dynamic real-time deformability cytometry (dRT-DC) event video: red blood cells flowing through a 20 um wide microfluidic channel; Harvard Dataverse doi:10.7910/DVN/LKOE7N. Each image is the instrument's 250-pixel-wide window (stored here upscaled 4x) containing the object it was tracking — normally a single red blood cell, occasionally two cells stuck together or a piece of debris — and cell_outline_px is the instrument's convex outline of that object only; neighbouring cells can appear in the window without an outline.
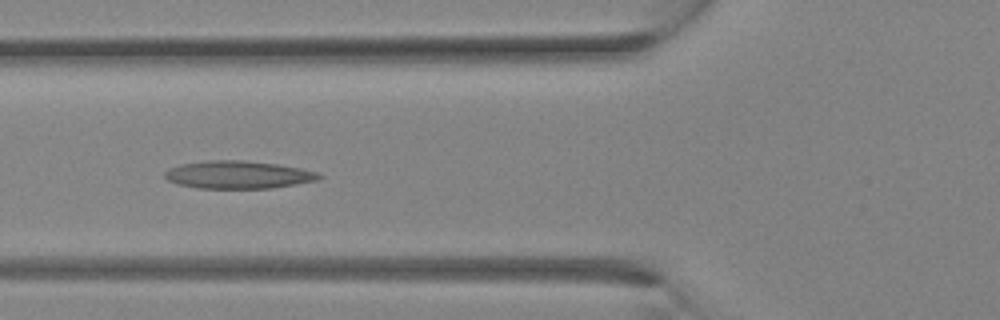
{"species": "Egyptian fruit bat (a non-hibernating species)", "species_latin": "Rousettus aegyptiacus", "temperature_condition": "room temperature", "stored_images_in_passage": 32, "camera_frame_rate_fps": 3000, "um_per_image_px": 0.085, "animal": {"sex": "female"}, "frame": {"image": 1, "passage_image": 11, "time_ms": 3.333, "image_size_px": [1000, 320], "cell_outline_px": [[324, 176], [316, 180], [296, 184], [272, 188], [196, 188], [176, 184], [168, 180], [164, 176], [164, 172], [168, 168], [180, 164], [208, 160], [244, 160], [276, 164], [300, 168], [320, 172]], "centroid_in_image_um": [20.22, 14.85], "position_along_channel_um": 105.6, "area_um2": 25.09}}
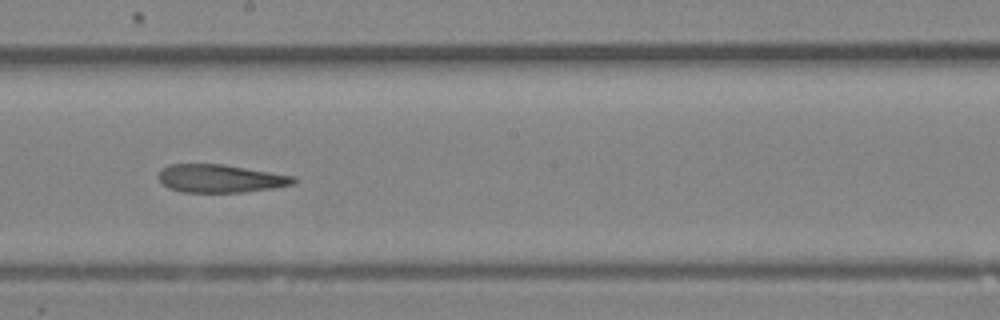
{"frame": {"image": 2, "passage_image": 17, "time_ms": 5.333, "image_size_px": [1000, 320], "cell_outline_px": [[296, 180], [292, 184], [272, 188], [244, 192], [180, 192], [168, 188], [156, 176], [160, 168], [168, 164], [224, 164], [296, 176]], "centroid_in_image_um": [18.68, 15.16], "position_along_channel_um": 229.5, "area_um2": 22.25}}
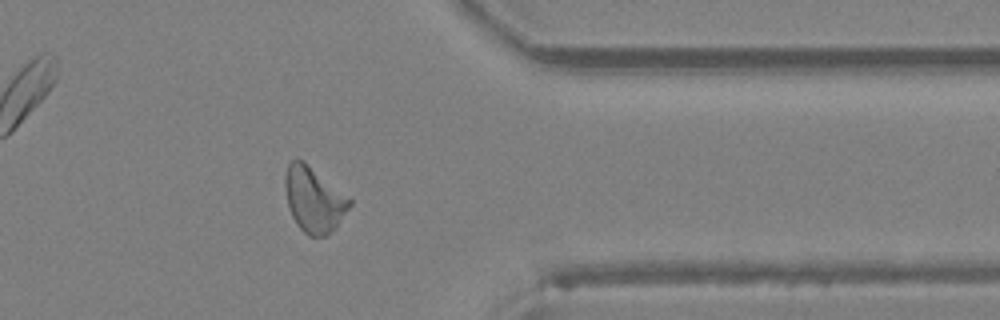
{"frame": {"image": 3, "passage_image": 25, "time_ms": 8.0, "image_size_px": [1000, 320], "cell_outline_px": [[352, 204], [336, 224], [324, 236], [308, 236], [296, 224], [288, 208], [284, 188], [284, 176], [288, 164], [292, 160], [304, 160], [352, 200]], "centroid_in_image_um": [26.63, 16.93], "position_along_channel_um": 384.8, "area_um2": 24.22}}